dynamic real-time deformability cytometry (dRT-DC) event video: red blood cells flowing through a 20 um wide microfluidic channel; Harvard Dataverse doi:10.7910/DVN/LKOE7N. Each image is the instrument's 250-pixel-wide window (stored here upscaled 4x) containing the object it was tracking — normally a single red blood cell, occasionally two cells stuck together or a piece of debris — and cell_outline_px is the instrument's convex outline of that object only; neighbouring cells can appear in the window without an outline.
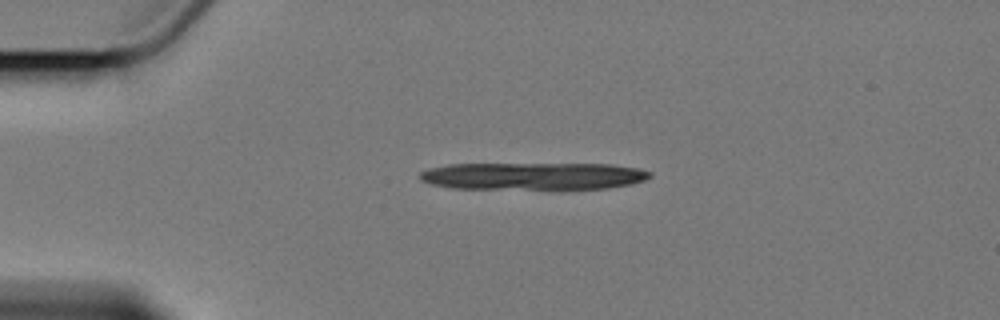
{"species": "Egyptian fruit bat (a non-hibernating species)", "species_latin": "Rousettus aegyptiacus", "temperature_condition": "cold", "stored_images_in_passage": 3, "camera_frame_rate_fps": 3000, "um_per_image_px": 0.085, "animal": {"sex": "female"}, "frame": {"image": 1, "passage_image": 1, "time_ms": 0.0, "image_size_px": [1000, 320], "cell_outline_px": [[652, 176], [644, 180], [632, 184], [608, 188], [452, 188], [432, 184], [420, 180], [420, 172], [428, 168], [448, 164], [612, 164], [640, 168], [652, 172]], "centroid_in_image_um": [45.35, 14.95], "position_along_channel_um": 39.7, "area_um2": 36.41}}
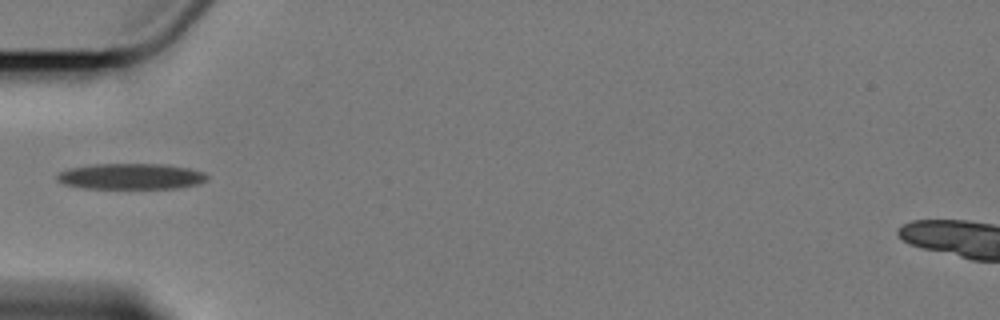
{"frame": {"image": 2, "passage_image": 3, "time_ms": 2.333, "image_size_px": [1000, 320], "cell_outline_px": [[208, 180], [200, 184], [180, 188], [84, 188], [64, 184], [56, 180], [56, 176], [60, 172], [68, 168], [96, 164], [164, 164], [188, 168], [204, 172], [208, 176]], "centroid_in_image_um": [11.16, 14.99], "position_along_channel_um": 73.8, "area_um2": 22.72}}